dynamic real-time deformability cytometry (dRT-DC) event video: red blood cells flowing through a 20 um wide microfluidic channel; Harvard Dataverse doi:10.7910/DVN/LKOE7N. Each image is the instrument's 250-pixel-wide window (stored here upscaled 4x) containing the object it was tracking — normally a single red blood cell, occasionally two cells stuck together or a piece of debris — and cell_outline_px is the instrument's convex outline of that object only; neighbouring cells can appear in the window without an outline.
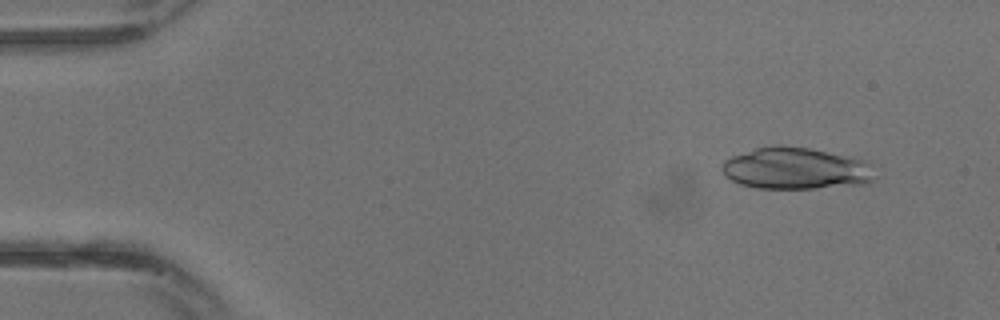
{"species": "common noctule bat (a hibernating species)", "species_latin": "Nyctalus noctula", "temperature_condition": "warm", "stored_images_in_passage": 13, "camera_frame_rate_fps": 3000, "um_per_image_px": 0.085, "animal": {"sex": "male", "body_mass_g": 13.3}, "frame": {"image": 1, "passage_image": 3, "time_ms": 0.667, "image_size_px": [1000, 320], "cell_outline_px": [[880, 176], [868, 184], [816, 188], [756, 188], [740, 184], [724, 176], [720, 168], [720, 164], [724, 160], [732, 156], [756, 148], [776, 144], [808, 148], [852, 156], [864, 160], [872, 164]], "centroid_in_image_um": [67.71, 14.32], "position_along_channel_um": 17.3, "area_um2": 38.03}}